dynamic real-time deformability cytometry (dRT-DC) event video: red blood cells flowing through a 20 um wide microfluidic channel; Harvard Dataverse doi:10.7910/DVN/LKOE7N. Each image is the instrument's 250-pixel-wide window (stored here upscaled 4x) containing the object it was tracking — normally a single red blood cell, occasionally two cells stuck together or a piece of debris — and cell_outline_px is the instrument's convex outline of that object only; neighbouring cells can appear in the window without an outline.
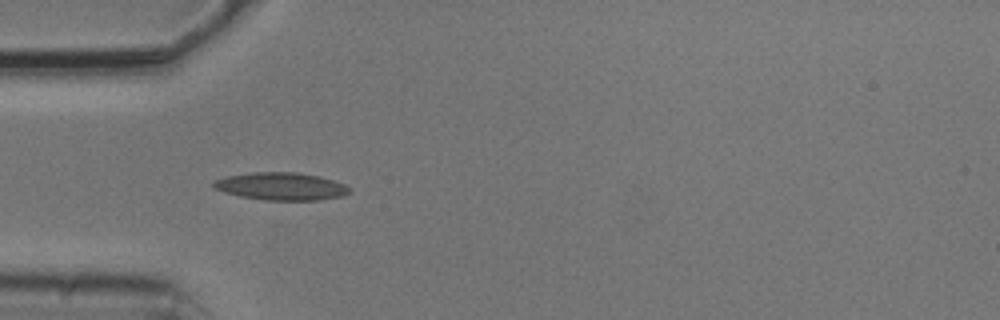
{"species": "common noctule bat (a hibernating species)", "species_latin": "Nyctalus noctula", "temperature_condition": "cold", "stored_images_in_passage": 3, "camera_frame_rate_fps": 3000, "um_per_image_px": 0.085, "animal": {"sex": "male", "body_mass_g": 20.5, "forearm_length_mm": 52.5}, "frame": {"image": 1, "passage_image": 2, "time_ms": 0.333, "image_size_px": [1000, 320], "cell_outline_px": [[352, 192], [344, 196], [320, 200], [264, 200], [240, 196], [224, 192], [216, 188], [212, 184], [216, 180], [228, 176], [252, 172], [296, 172], [320, 176], [344, 184], [352, 188]], "centroid_in_image_um": [23.97, 15.84], "position_along_channel_um": 61.0, "area_um2": 21.91}}
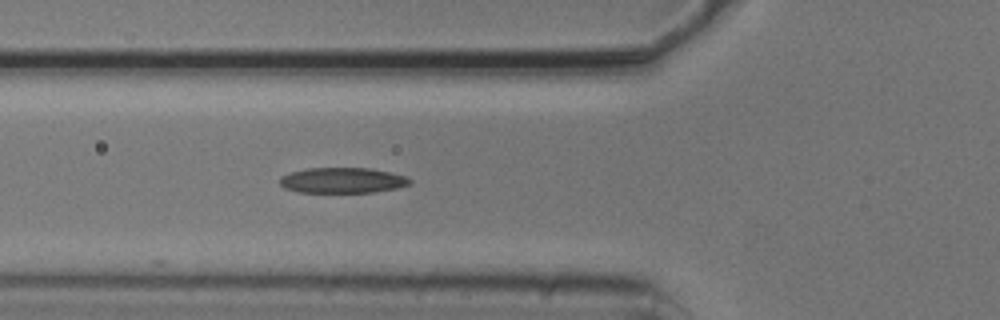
{"frame": {"image": 2, "passage_image": 3, "time_ms": 0.667, "image_size_px": [1000, 320], "cell_outline_px": [[412, 180], [408, 184], [396, 188], [372, 192], [300, 192], [284, 188], [280, 184], [280, 176], [292, 172], [308, 168], [368, 168], [388, 172], [404, 176]], "centroid_in_image_um": [29.07, 15.33], "position_along_channel_um": 96.7, "area_um2": 19.02}}